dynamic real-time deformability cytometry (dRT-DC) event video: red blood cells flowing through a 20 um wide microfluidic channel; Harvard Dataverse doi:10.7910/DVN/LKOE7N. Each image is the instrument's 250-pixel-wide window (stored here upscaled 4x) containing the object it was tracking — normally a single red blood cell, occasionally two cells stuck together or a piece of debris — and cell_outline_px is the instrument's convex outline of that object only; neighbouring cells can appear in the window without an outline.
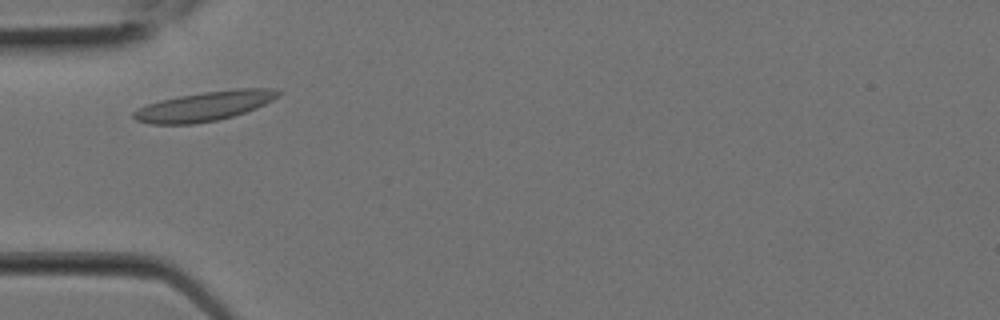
{"species": "Egyptian fruit bat (a non-hibernating species)", "species_latin": "Rousettus aegyptiacus", "temperature_condition": "room temperature", "stored_images_in_passage": 7, "camera_frame_rate_fps": 3000, "um_per_image_px": 0.085, "animal": {"sex": "female"}, "frame": {"image": 1, "passage_image": 2, "time_ms": 0.333, "image_size_px": [1000, 320], "cell_outline_px": [[280, 96], [256, 108], [232, 116], [216, 120], [196, 124], [148, 124], [136, 120], [132, 116], [132, 112], [136, 108], [160, 100], [180, 96], [204, 92], [236, 88], [276, 88], [280, 92]], "centroid_in_image_um": [17.37, 9.02], "position_along_channel_um": 67.6, "area_um2": 24.85}}
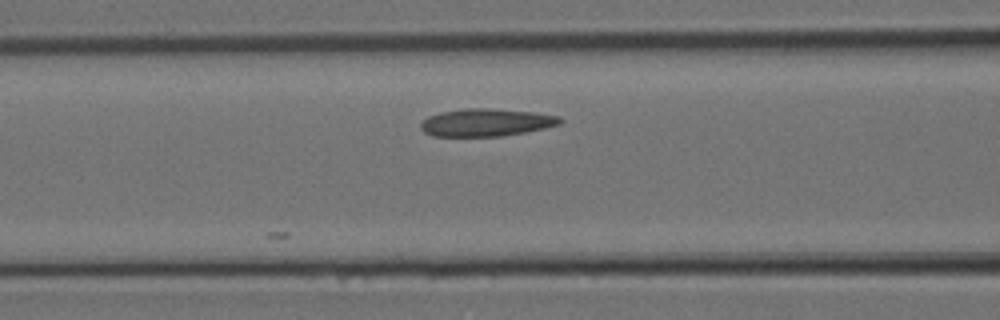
{"frame": {"image": 2, "passage_image": 4, "time_ms": 1.0, "image_size_px": [1000, 320], "cell_outline_px": [[564, 120], [560, 124], [544, 128], [524, 132], [500, 136], [432, 136], [424, 132], [420, 128], [420, 124], [428, 116], [440, 112], [468, 108], [492, 108], [532, 112], [560, 116]], "centroid_in_image_um": [41.32, 10.4], "position_along_channel_um": 125.3, "area_um2": 22.37}}
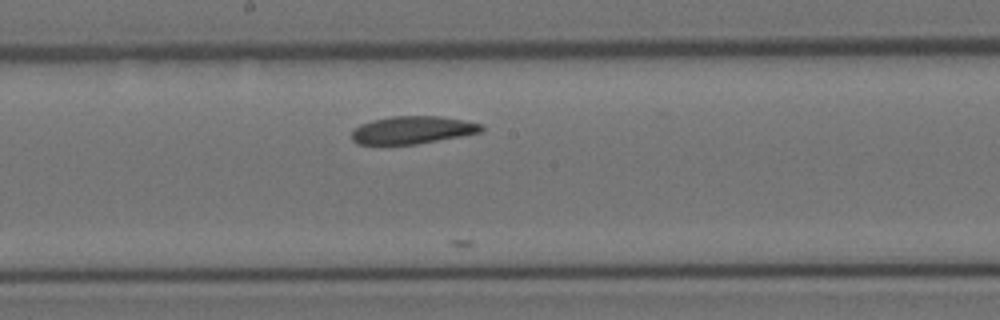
{"frame": {"image": 3, "passage_image": 7, "time_ms": 2.0, "image_size_px": [1000, 320], "cell_outline_px": [[484, 128], [480, 132], [460, 136], [416, 144], [356, 144], [352, 140], [352, 132], [360, 124], [372, 120], [392, 116], [440, 116], [464, 120], [484, 124]], "centroid_in_image_um": [35.07, 11.04], "position_along_channel_um": 213.1, "area_um2": 20.81}}